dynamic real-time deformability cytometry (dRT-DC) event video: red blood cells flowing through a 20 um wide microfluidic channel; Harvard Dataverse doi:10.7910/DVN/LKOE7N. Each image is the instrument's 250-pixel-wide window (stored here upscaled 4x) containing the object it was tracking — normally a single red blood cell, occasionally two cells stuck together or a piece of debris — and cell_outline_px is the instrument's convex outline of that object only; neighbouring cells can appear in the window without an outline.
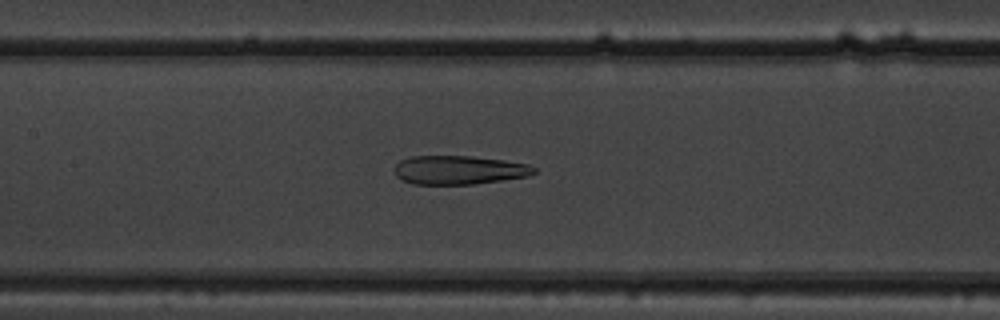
{"species": "common noctule bat (a hibernating species)", "species_latin": "Nyctalus noctula", "temperature_condition": "warm", "stored_images_in_passage": 44, "camera_frame_rate_fps": 3000, "um_per_image_px": 0.085, "animal": {"sex": "male", "body_mass_g": 19.5, "forearm_length_mm": 54.6}, "frame": {"image": 1, "passage_image": 17, "time_ms": 5.333, "image_size_px": [1000, 320], "cell_outline_px": [[536, 172], [528, 176], [472, 184], [412, 184], [400, 180], [396, 176], [396, 164], [400, 160], [408, 156], [472, 156], [504, 160], [528, 164], [536, 168]], "centroid_in_image_um": [38.99, 14.44], "position_along_channel_um": 168.4, "area_um2": 23.41}}
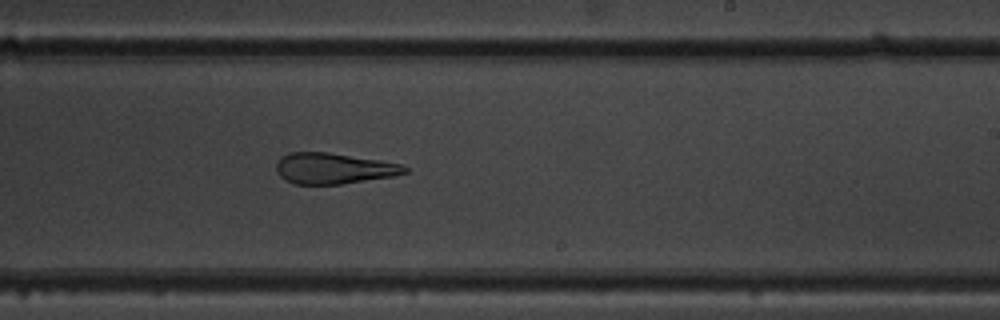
{"frame": {"image": 2, "passage_image": 24, "time_ms": 7.667, "image_size_px": [1000, 320], "cell_outline_px": [[408, 172], [396, 176], [340, 184], [296, 184], [284, 180], [280, 176], [276, 168], [276, 164], [280, 156], [288, 152], [328, 152], [380, 160], [400, 164], [408, 168]], "centroid_in_image_um": [28.35, 14.31], "position_along_channel_um": 260.7, "area_um2": 23.24}}
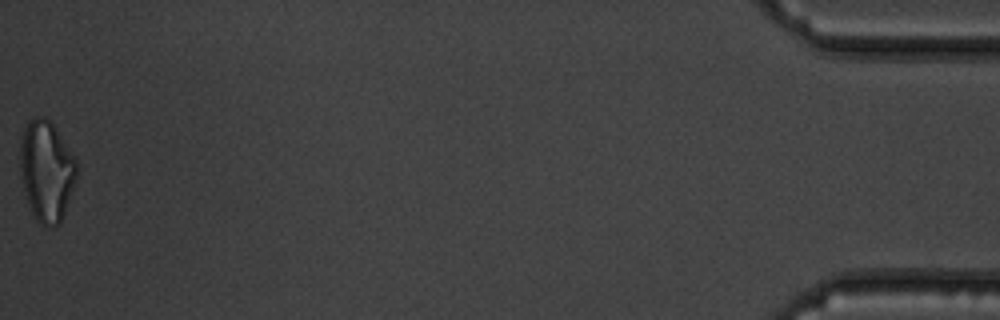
{"frame": {"image": 3, "passage_image": 44, "time_ms": 14.333, "image_size_px": [1000, 320], "cell_outline_px": [[76, 180], [60, 224], [52, 228], [44, 228], [36, 220], [28, 204], [20, 176], [20, 144], [24, 128], [28, 120], [36, 116], [44, 116], [52, 124], [76, 156]], "centroid_in_image_um": [3.95, 14.55], "position_along_channel_um": 431.3, "area_um2": 33.52}, "authors_computed_cell_mechanics": {"area_um2": 27.4261, "velocity_mm_per_s": 3.9708, "shape_relaxation_time_tau1_ms": null, "shape_relaxation_time_tau2_ms": 4.4667, "deformation_change_tau1": null, "deformation_change_tau2": 0.1899}}